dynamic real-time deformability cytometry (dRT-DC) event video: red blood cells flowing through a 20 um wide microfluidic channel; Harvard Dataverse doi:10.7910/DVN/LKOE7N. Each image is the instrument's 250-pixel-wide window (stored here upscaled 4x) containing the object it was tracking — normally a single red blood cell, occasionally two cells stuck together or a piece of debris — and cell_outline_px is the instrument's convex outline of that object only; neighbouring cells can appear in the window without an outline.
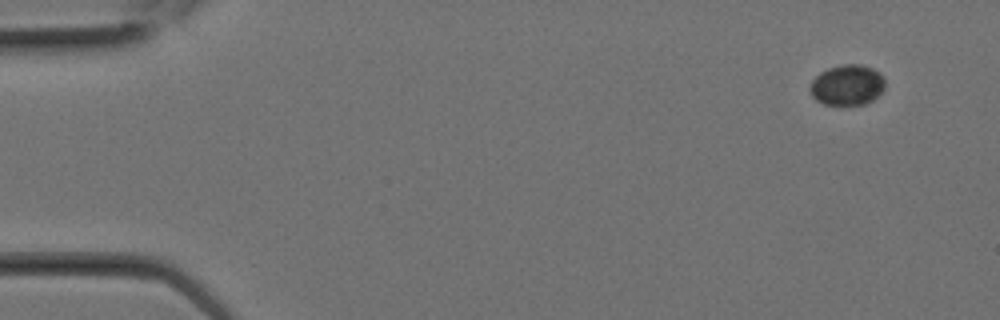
{"species": "Egyptian fruit bat (a non-hibernating species)", "species_latin": "Rousettus aegyptiacus", "temperature_condition": "room temperature", "stored_images_in_passage": 3, "camera_frame_rate_fps": 3000, "um_per_image_px": 0.085, "animal": {"sex": "female"}, "frame": {"image": 1, "passage_image": 1, "time_ms": 0.0, "image_size_px": [1000, 320], "cell_outline_px": [[884, 88], [872, 100], [864, 104], [824, 104], [816, 100], [812, 96], [808, 88], [812, 80], [820, 72], [828, 68], [840, 64], [860, 64], [872, 68], [884, 76]], "centroid_in_image_um": [71.98, 7.21], "position_along_channel_um": 13.0, "area_um2": 17.69}}
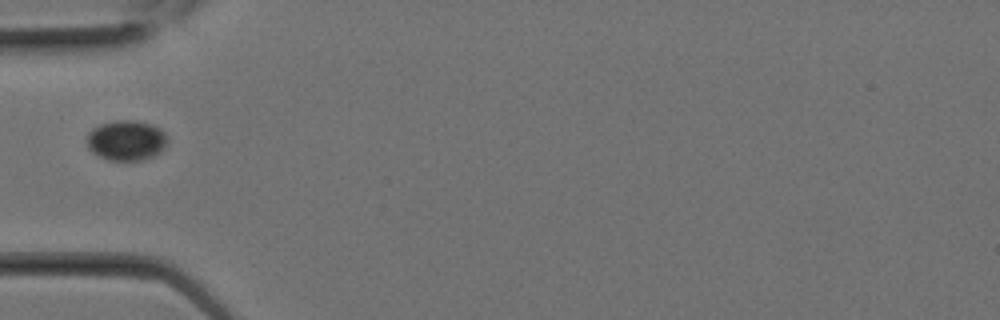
{"frame": {"image": 2, "passage_image": 3, "time_ms": 0.667, "image_size_px": [1000, 320], "cell_outline_px": [[168, 144], [160, 152], [144, 160], [108, 160], [96, 156], [88, 148], [88, 132], [92, 128], [100, 124], [116, 120], [136, 120], [152, 124], [160, 128], [168, 136]], "centroid_in_image_um": [10.76, 11.93], "position_along_channel_um": 74.2, "area_um2": 19.19}}